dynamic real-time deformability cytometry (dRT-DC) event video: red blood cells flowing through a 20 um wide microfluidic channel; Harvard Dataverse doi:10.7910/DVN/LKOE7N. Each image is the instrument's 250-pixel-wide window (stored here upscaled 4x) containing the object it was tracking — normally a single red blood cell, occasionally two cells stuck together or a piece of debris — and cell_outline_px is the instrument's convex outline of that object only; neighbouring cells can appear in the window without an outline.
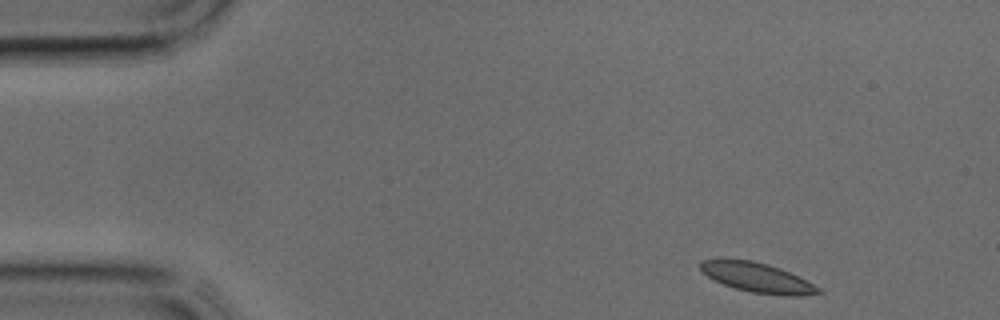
{"species": "common noctule bat (a hibernating species)", "species_latin": "Nyctalus noctula", "temperature_condition": "cold", "stored_images_in_passage": 35, "camera_frame_rate_fps": 3000, "um_per_image_px": 0.085, "animal": {"sex": "male", "body_mass_g": 17.9, "forearm_length_mm": 54.2}, "frame": {"image": 1, "passage_image": 1, "time_ms": 0.0, "image_size_px": [1000, 320], "cell_outline_px": [[824, 292], [804, 296], [784, 296], [752, 292], [736, 288], [724, 284], [708, 276], [700, 268], [700, 260], [720, 256], [724, 256], [752, 260], [768, 264], [780, 268], [808, 280], [820, 288]], "centroid_in_image_um": [64.36, 23.55], "position_along_channel_um": 20.6, "area_um2": 20.98}}
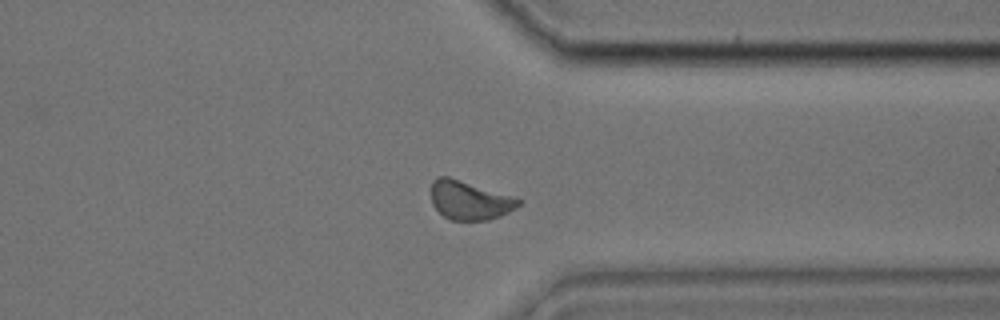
{"frame": {"image": 2, "passage_image": 26, "time_ms": 8.333, "image_size_px": [1000, 320], "cell_outline_px": [[524, 200], [516, 208], [500, 216], [488, 220], [452, 220], [444, 216], [432, 204], [432, 180], [436, 176], [448, 176], [512, 196]], "centroid_in_image_um": [39.92, 17.02], "position_along_channel_um": 371.5, "area_um2": 19.65}}
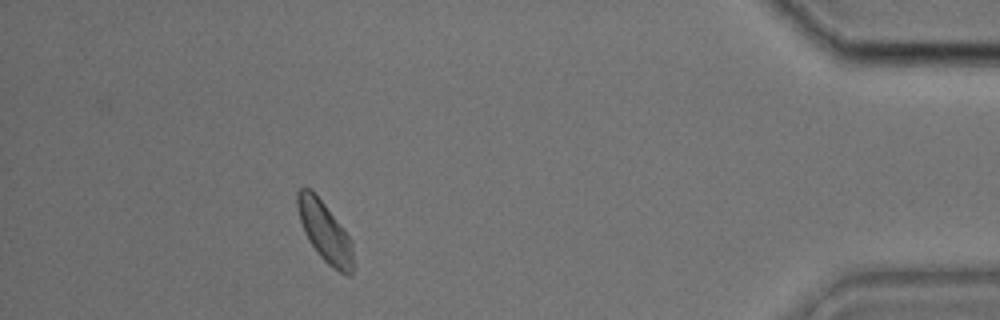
{"frame": {"image": 3, "passage_image": 31, "time_ms": 10.0, "image_size_px": [1000, 320], "cell_outline_px": [[352, 276], [348, 276], [332, 268], [320, 256], [308, 240], [304, 232], [296, 208], [296, 192], [300, 188], [312, 188], [344, 228], [352, 240]], "centroid_in_image_um": [27.59, 19.66], "position_along_channel_um": 407.6, "area_um2": 19.77}}